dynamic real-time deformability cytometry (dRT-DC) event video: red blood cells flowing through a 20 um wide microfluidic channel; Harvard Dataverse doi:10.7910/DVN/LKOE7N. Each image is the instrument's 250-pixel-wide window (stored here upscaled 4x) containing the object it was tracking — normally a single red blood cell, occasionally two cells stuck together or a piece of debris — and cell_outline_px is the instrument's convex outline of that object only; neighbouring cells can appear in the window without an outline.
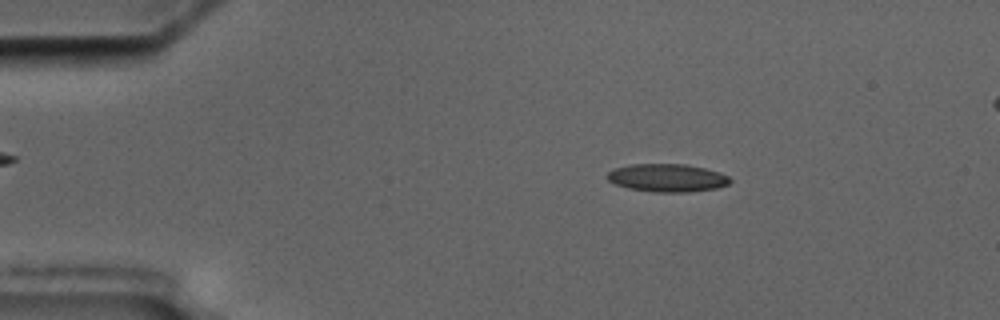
{"species": "common noctule bat (a hibernating species)", "species_latin": "Nyctalus noctula", "temperature_condition": "cold", "stored_images_in_passage": 5, "segment_of_instrument_passage": [1, 2], "camera_frame_rate_fps": 3000, "um_per_image_px": 0.085, "animal": {"sex": "male", "body_mass_g": 17.5, "forearm_length_mm": 52.3}, "frame": {"image": 1, "passage_image": 2, "time_ms": 1.0, "image_size_px": [1000, 320], "cell_outline_px": [[732, 180], [728, 184], [716, 188], [688, 192], [652, 192], [628, 188], [616, 184], [608, 180], [604, 176], [608, 172], [616, 168], [632, 164], [684, 164], [704, 168], [720, 172], [728, 176]], "centroid_in_image_um": [56.7, 15.12], "position_along_channel_um": 28.3, "area_um2": 20.0}}